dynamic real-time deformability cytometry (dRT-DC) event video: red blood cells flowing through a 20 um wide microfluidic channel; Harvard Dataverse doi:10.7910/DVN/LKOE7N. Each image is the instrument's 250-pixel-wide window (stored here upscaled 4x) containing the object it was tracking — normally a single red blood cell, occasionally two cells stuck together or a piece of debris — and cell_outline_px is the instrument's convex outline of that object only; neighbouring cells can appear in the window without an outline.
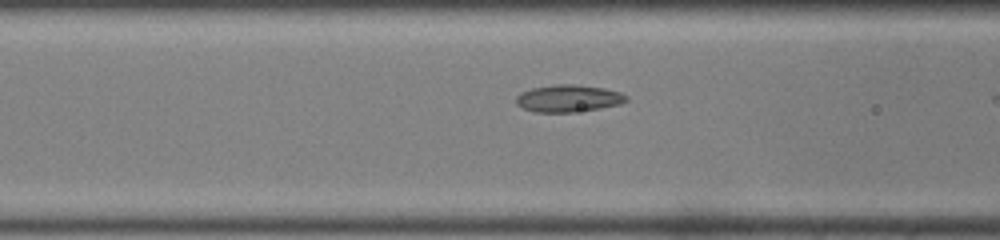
{"species": "common noctule bat (a hibernating species)", "species_latin": "Nyctalus noctula", "temperature_condition": "room temperature", "stored_images_in_passage": 10, "camera_frame_rate_fps": 3000, "um_per_image_px": 0.085, "animal": {"sex": "male", "body_mass_g": 19.0, "forearm_length_mm": 50.8}, "frame": {"image": 1, "passage_image": 9, "time_ms": 2.667, "image_size_px": [1000, 240], "cell_outline_px": [[628, 100], [620, 104], [600, 108], [572, 112], [536, 112], [524, 108], [516, 104], [516, 96], [520, 92], [532, 88], [556, 84], [576, 84], [604, 88], [620, 92], [628, 96]], "centroid_in_image_um": [48.32, 8.35], "position_along_channel_um": 118.3, "area_um2": 17.46}}